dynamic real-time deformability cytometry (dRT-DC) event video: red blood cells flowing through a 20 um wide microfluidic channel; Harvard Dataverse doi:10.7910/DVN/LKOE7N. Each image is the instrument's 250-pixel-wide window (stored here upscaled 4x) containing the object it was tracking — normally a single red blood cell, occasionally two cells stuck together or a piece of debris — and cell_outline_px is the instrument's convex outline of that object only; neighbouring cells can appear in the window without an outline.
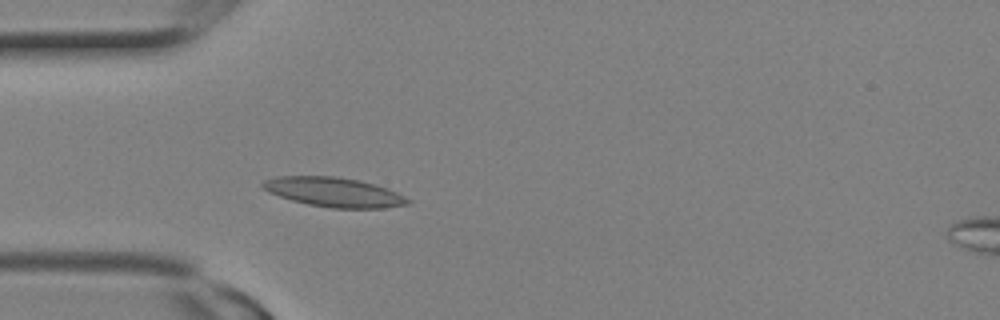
{"species": "Egyptian fruit bat (a non-hibernating species)", "species_latin": "Rousettus aegyptiacus", "temperature_condition": "room temperature", "stored_images_in_passage": 2, "camera_frame_rate_fps": 3000, "um_per_image_px": 0.085, "animal": {"sex": "female"}, "frame": {"image": 1, "passage_image": 1, "time_ms": 0.0, "image_size_px": [1000, 320], "cell_outline_px": [[412, 200], [408, 204], [384, 208], [332, 208], [308, 204], [292, 200], [268, 192], [260, 184], [264, 180], [276, 176], [336, 176], [360, 180], [396, 192]], "centroid_in_image_um": [28.36, 16.33], "position_along_channel_um": 56.6, "area_um2": 24.74}}